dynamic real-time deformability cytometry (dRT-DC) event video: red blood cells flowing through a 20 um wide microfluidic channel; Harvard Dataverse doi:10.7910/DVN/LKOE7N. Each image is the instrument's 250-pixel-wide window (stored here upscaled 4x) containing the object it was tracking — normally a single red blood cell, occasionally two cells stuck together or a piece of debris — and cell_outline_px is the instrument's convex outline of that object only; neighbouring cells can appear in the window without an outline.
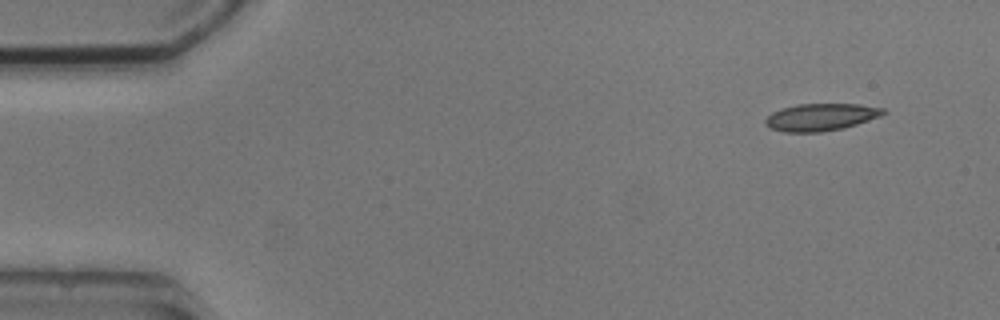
{"species": "common noctule bat (a hibernating species)", "species_latin": "Nyctalus noctula", "temperature_condition": "cold", "stored_images_in_passage": 4, "camera_frame_rate_fps": 3000, "um_per_image_px": 0.085, "animal": {"sex": "male", "body_mass_g": 20.5, "forearm_length_mm": 52.5}, "frame": {"image": 1, "passage_image": 1, "time_ms": 0.0, "image_size_px": [1000, 320], "cell_outline_px": [[888, 112], [880, 116], [856, 124], [840, 128], [820, 132], [784, 132], [772, 128], [764, 124], [764, 120], [772, 112], [796, 104], [860, 104], [884, 108]], "centroid_in_image_um": [69.77, 9.94], "position_along_channel_um": 15.2, "area_um2": 18.55}}
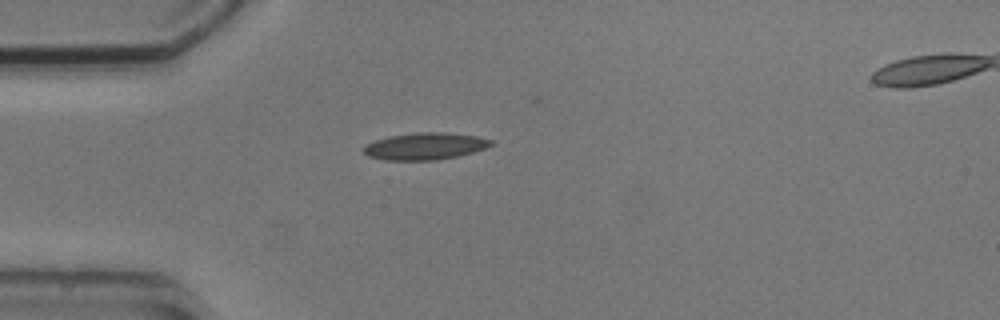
{"frame": {"image": 2, "passage_image": 4, "time_ms": 3.333, "image_size_px": [1000, 320], "cell_outline_px": [[492, 144], [484, 148], [472, 152], [456, 156], [436, 160], [384, 160], [368, 156], [364, 152], [364, 148], [368, 144], [376, 140], [388, 136], [416, 132], [448, 132], [476, 136], [492, 140]], "centroid_in_image_um": [36.12, 12.42], "position_along_channel_um": 48.9, "area_um2": 19.83}}